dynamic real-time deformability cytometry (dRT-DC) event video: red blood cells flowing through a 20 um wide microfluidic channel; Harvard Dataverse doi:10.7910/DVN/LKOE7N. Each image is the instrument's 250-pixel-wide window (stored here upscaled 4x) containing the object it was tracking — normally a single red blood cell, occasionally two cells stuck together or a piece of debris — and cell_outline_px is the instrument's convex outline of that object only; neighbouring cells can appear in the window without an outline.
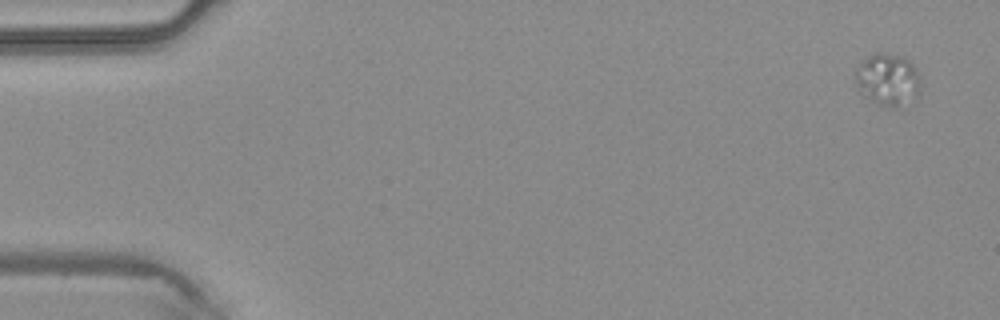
{"species": "common noctule bat (a hibernating species)", "species_latin": "Nyctalus noctula", "temperature_condition": "warm", "stored_images_in_passage": 45, "camera_frame_rate_fps": 3000, "um_per_image_px": 0.085, "animal": {"sex": "male", "body_mass_g": 20.4}, "frame": {"image": 1, "passage_image": 1, "time_ms": 0.0, "image_size_px": [1000, 320], "cell_outline_px": [[920, 92], [916, 100], [888, 108], [864, 96], [856, 88], [856, 68], [868, 56], [876, 52], [884, 52], [904, 56], [916, 68], [920, 80]], "centroid_in_image_um": [75.48, 6.75], "position_along_channel_um": 9.5, "area_um2": 20.0}}
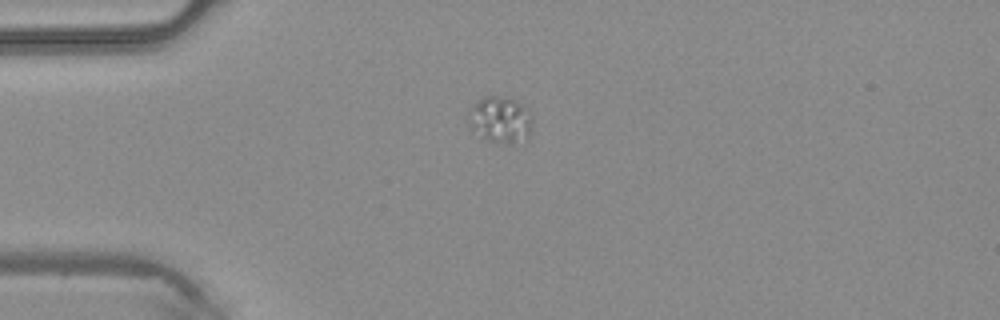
{"frame": {"image": 2, "passage_image": 11, "time_ms": 3.333, "image_size_px": [1000, 320], "cell_outline_px": [[532, 132], [528, 140], [512, 144], [488, 140], [472, 128], [468, 120], [468, 112], [472, 104], [484, 96], [508, 96], [516, 100], [532, 112]], "centroid_in_image_um": [42.59, 10.15], "position_along_channel_um": 42.4, "area_um2": 17.69}}
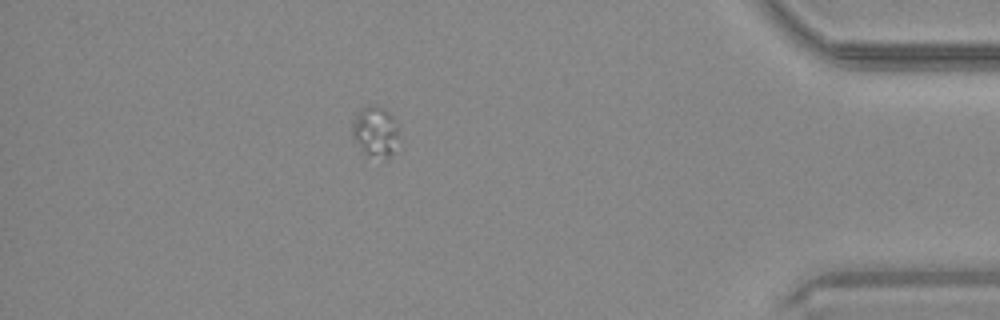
{"frame": {"image": 3, "passage_image": 40, "time_ms": 13.0, "image_size_px": [1000, 320], "cell_outline_px": [[396, 136], [392, 152], [388, 160], [384, 160], [364, 156], [352, 136], [352, 124], [356, 112], [360, 108], [368, 104], [376, 104], [384, 108], [392, 116], [396, 124]], "centroid_in_image_um": [31.83, 11.19], "position_along_channel_um": 403.4, "area_um2": 13.99}}